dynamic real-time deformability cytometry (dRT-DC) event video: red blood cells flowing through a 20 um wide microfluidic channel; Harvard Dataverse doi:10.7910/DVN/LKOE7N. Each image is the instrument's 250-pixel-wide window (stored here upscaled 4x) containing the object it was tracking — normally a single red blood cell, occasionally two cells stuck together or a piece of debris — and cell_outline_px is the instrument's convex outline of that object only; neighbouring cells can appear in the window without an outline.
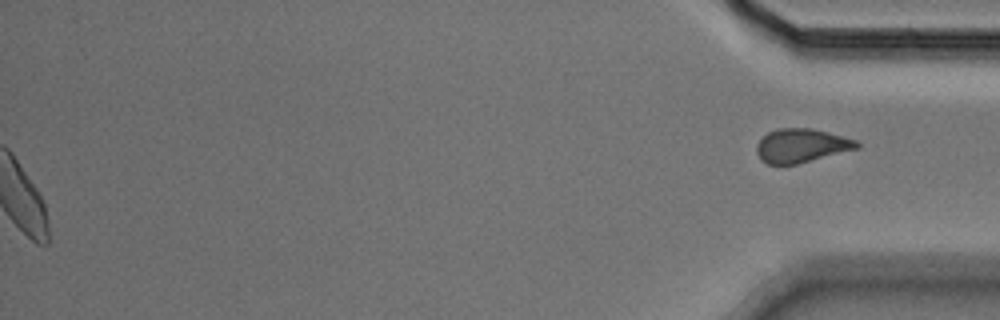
{"species": "Egyptian fruit bat (a non-hibernating species)", "species_latin": "Rousettus aegyptiacus", "temperature_condition": "cold", "stored_images_in_passage": 56, "segment_of_instrument_passage": [2, 2], "camera_frame_rate_fps": 3000, "um_per_image_px": 0.085, "animal": {"sex": "male"}, "frame": {"image": 1, "passage_image": 56, "time_ms": 18.333, "image_size_px": [1000, 320], "cell_outline_px": [[860, 148], [796, 164], [768, 164], [760, 160], [756, 152], [756, 144], [768, 132], [776, 128], [812, 128], [828, 132], [856, 140], [860, 144]], "centroid_in_image_um": [68.1, 12.37], "position_along_channel_um": 367.1, "area_um2": 19.77}}